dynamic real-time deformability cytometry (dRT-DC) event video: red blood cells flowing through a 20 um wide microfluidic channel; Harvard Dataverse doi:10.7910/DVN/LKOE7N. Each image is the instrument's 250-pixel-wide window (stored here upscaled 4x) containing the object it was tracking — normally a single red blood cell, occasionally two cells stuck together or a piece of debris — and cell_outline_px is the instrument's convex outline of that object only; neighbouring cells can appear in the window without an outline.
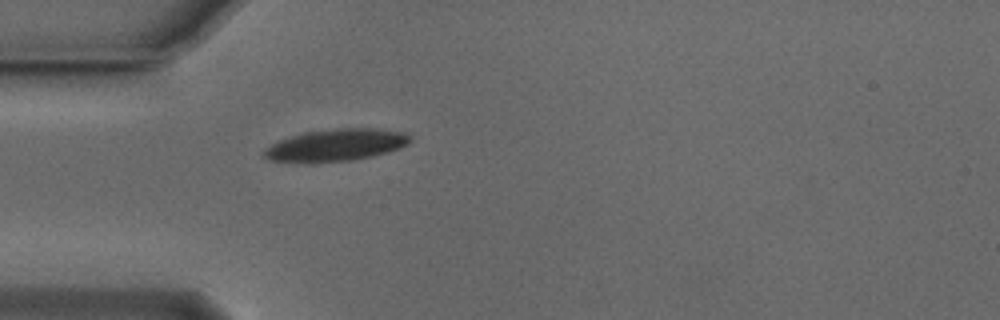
{"species": "Egyptian fruit bat (a non-hibernating species)", "species_latin": "Rousettus aegyptiacus", "temperature_condition": "cold", "stored_images_in_passage": 39, "camera_frame_rate_fps": 3000, "um_per_image_px": 0.085, "animal": {"sex": "male"}, "frame": {"image": 1, "passage_image": 1, "time_ms": 0.0, "image_size_px": [1000, 320], "cell_outline_px": [[412, 140], [408, 144], [400, 148], [388, 152], [372, 156], [352, 160], [268, 160], [260, 156], [260, 152], [264, 148], [280, 140], [304, 132], [336, 128], [380, 128], [404, 132], [412, 136]], "centroid_in_image_um": [28.62, 12.29], "position_along_channel_um": 56.4, "area_um2": 26.82}}
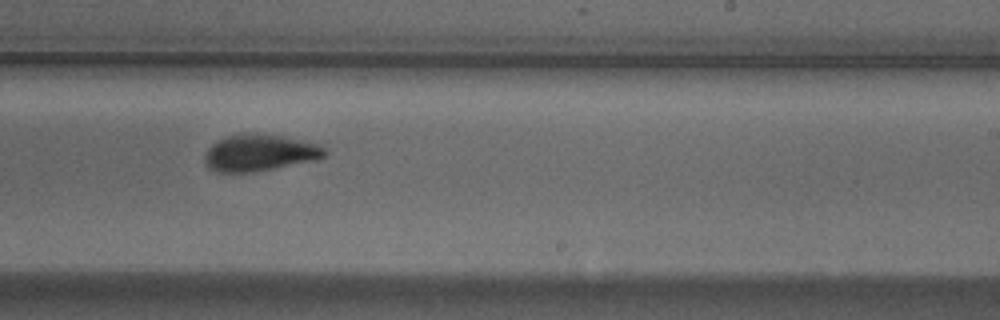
{"frame": {"image": 2, "passage_image": 18, "time_ms": 5.667, "image_size_px": [1000, 320], "cell_outline_px": [[328, 152], [324, 156], [316, 160], [252, 172], [216, 172], [208, 168], [204, 160], [204, 156], [208, 148], [216, 140], [224, 136], [244, 132], [280, 136], [320, 144], [328, 148]], "centroid_in_image_um": [22.05, 12.97], "position_along_channel_um": 266.9, "area_um2": 25.84}}
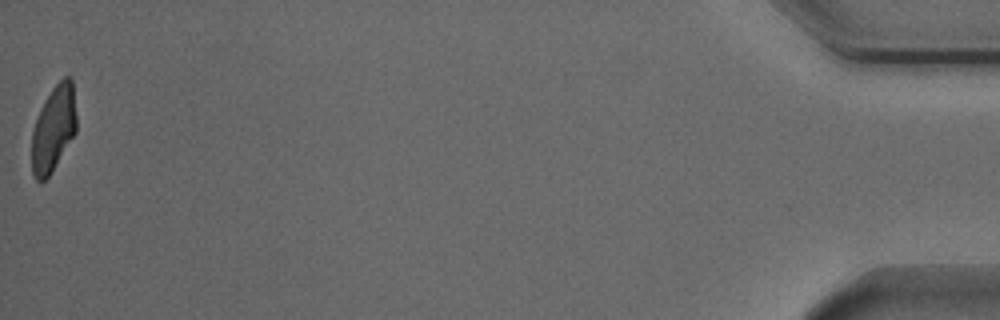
{"frame": {"image": 3, "passage_image": 39, "time_ms": 12.667, "image_size_px": [1000, 320], "cell_outline_px": [[76, 132], [52, 172], [44, 180], [36, 180], [32, 172], [32, 132], [40, 108], [44, 100], [52, 88], [64, 76], [72, 76], [76, 116]], "centroid_in_image_um": [4.56, 10.91], "position_along_channel_um": 430.6, "area_um2": 22.37}, "authors_computed_cell_mechanics": {"area_um2": 25.3164, "velocity_mm_per_s": 3.8161, "shape_relaxation_time_tau1_ms": 3.007, "shape_relaxation_time_tau2_ms": 2.9868, "deformation_change_tau1": 0.1534, "deformation_change_tau2": 0.0849}}